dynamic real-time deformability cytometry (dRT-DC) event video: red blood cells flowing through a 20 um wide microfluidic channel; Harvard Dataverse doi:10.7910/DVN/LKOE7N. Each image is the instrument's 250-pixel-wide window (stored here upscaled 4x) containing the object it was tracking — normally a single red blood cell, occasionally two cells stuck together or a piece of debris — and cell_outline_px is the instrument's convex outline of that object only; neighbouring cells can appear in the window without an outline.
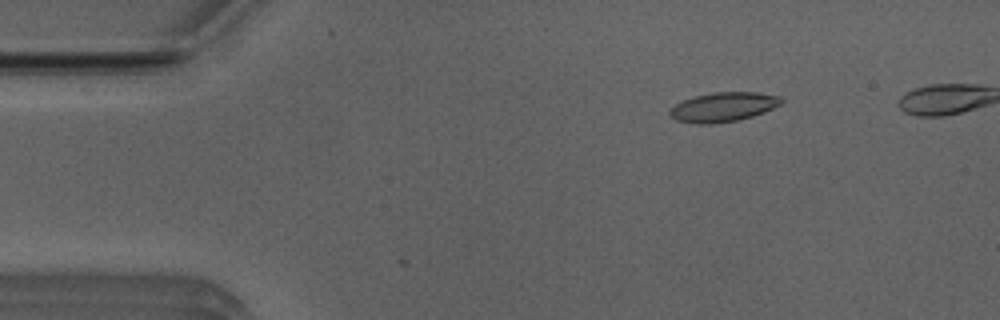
{"species": "Egyptian fruit bat (a non-hibernating species)", "species_latin": "Rousettus aegyptiacus", "temperature_condition": "room temperature", "stored_images_in_passage": 34, "camera_frame_rate_fps": 3000, "um_per_image_px": 0.085, "animal": {"sex": "male"}, "frame": {"image": 1, "passage_image": 1, "time_ms": 0.0, "image_size_px": [1000, 320], "cell_outline_px": [[784, 100], [780, 104], [764, 112], [752, 116], [736, 120], [708, 124], [696, 124], [676, 120], [668, 112], [676, 104], [684, 100], [696, 96], [712, 92], [756, 92], [780, 96]], "centroid_in_image_um": [61.49, 9.09], "position_along_channel_um": 23.5, "area_um2": 18.84}}
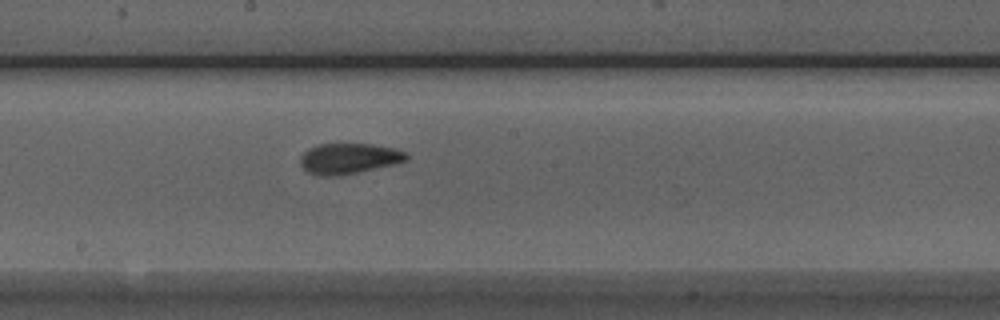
{"frame": {"image": 2, "passage_image": 21, "time_ms": 6.667, "image_size_px": [1000, 320], "cell_outline_px": [[408, 160], [396, 164], [340, 176], [316, 176], [308, 172], [300, 164], [300, 156], [308, 148], [320, 144], [372, 144], [392, 148], [404, 152], [408, 156]], "centroid_in_image_um": [29.63, 13.49], "position_along_channel_um": 218.6, "area_um2": 19.02}}
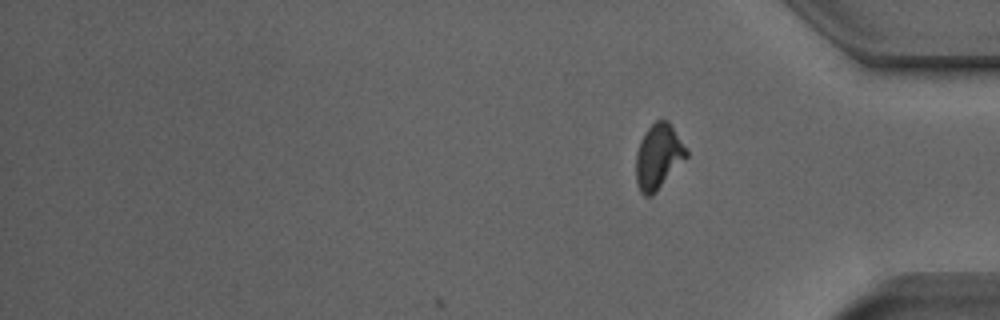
{"frame": {"image": 3, "passage_image": 34, "time_ms": 11.0, "image_size_px": [1000, 320], "cell_outline_px": [[688, 156], [656, 192], [652, 196], [644, 196], [640, 192], [636, 180], [636, 152], [640, 140], [644, 132], [656, 120], [668, 120], [688, 152]], "centroid_in_image_um": [55.94, 13.32], "position_along_channel_um": 379.3, "area_um2": 19.02}, "authors_computed_cell_mechanics": {"area_um2": 18.6405, "velocity_mm_per_s": 3.9505, "shape_relaxation_time_tau1_ms": 6.4093, "shape_relaxation_time_tau2_ms": 1.3321, "deformation_change_tau1": 0.1911, "deformation_change_tau2": 0.0811}}